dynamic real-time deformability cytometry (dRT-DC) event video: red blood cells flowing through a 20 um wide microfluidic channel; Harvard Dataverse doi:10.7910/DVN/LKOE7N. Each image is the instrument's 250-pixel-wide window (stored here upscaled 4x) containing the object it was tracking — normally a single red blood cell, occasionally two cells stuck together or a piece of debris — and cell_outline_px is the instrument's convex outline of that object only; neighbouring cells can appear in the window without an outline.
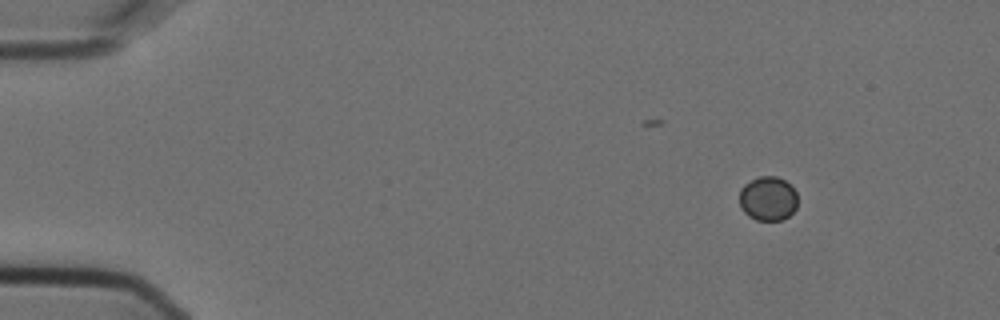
{"species": "Egyptian fruit bat (a non-hibernating species)", "species_latin": "Rousettus aegyptiacus", "temperature_condition": "cold", "stored_images_in_passage": 4, "camera_frame_rate_fps": 3000, "um_per_image_px": 0.085, "animal": {"sex": "female"}, "frame": {"image": 1, "passage_image": 1, "time_ms": 0.0, "image_size_px": [1000, 320], "cell_outline_px": [[796, 208], [784, 220], [756, 220], [748, 216], [740, 208], [740, 188], [744, 184], [760, 176], [776, 176], [792, 184], [796, 192]], "centroid_in_image_um": [65.28, 16.88], "position_along_channel_um": 19.7, "area_um2": 15.14}}